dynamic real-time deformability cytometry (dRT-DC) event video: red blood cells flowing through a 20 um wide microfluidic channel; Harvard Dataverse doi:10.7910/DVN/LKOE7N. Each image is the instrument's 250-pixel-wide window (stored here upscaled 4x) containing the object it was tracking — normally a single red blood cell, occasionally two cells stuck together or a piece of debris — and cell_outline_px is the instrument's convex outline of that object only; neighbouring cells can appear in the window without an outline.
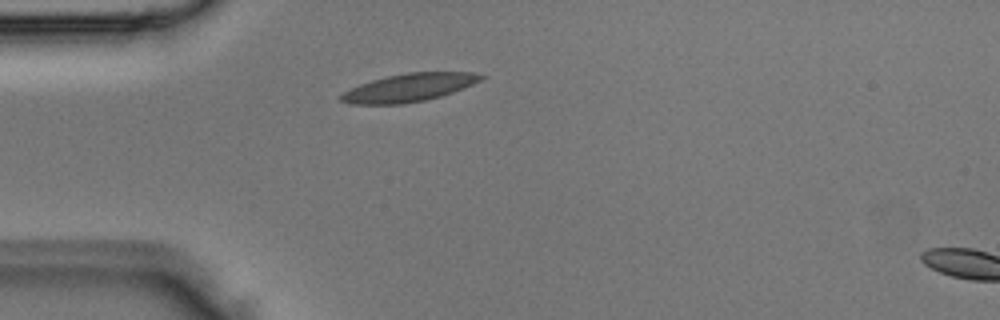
{"species": "Egyptian fruit bat (a non-hibernating species)", "species_latin": "Rousettus aegyptiacus", "temperature_condition": "room temperature", "stored_images_in_passage": 2, "segment_of_instrument_passage": [1, 2], "camera_frame_rate_fps": 3000, "um_per_image_px": 0.085, "animal": {"sex": "male"}, "frame": {"image": 1, "passage_image": 1, "time_ms": 0.0, "image_size_px": [1000, 320], "cell_outline_px": [[488, 76], [464, 88], [440, 96], [424, 100], [404, 104], [352, 104], [340, 100], [336, 96], [360, 84], [372, 80], [388, 76], [408, 72], [472, 72]], "centroid_in_image_um": [34.76, 7.44], "position_along_channel_um": 50.2, "area_um2": 22.72}}